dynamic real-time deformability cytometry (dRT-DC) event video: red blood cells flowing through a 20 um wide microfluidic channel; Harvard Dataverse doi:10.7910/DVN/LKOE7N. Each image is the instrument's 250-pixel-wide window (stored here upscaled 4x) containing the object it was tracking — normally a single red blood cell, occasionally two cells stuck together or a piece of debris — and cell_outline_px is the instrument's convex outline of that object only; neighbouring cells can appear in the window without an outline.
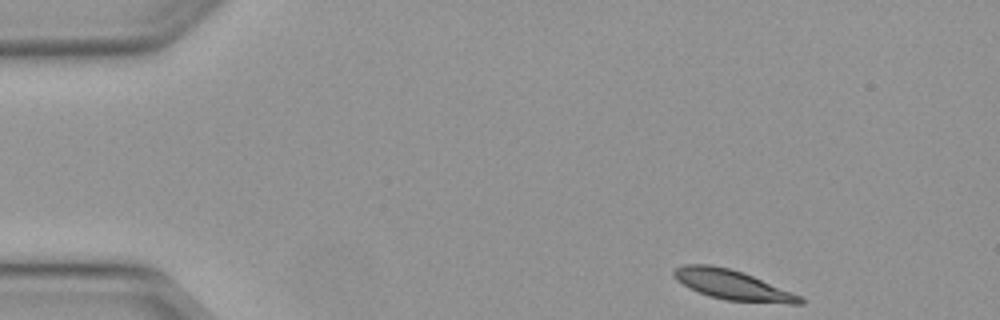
{"species": "Egyptian fruit bat (a non-hibernating species)", "species_latin": "Rousettus aegyptiacus", "temperature_condition": "warm", "stored_images_in_passage": 46, "camera_frame_rate_fps": 3000, "um_per_image_px": 0.085, "animal": {"sex": "female"}, "frame": {"image": 1, "passage_image": 1, "time_ms": 0.0, "image_size_px": [1000, 320], "cell_outline_px": [[804, 304], [788, 304], [724, 300], [708, 296], [688, 288], [676, 280], [672, 276], [672, 272], [676, 268], [684, 264], [708, 264], [728, 268], [752, 276], [792, 292], [800, 296], [804, 300]], "centroid_in_image_um": [62.22, 24.23], "position_along_channel_um": 22.8, "area_um2": 21.85}}
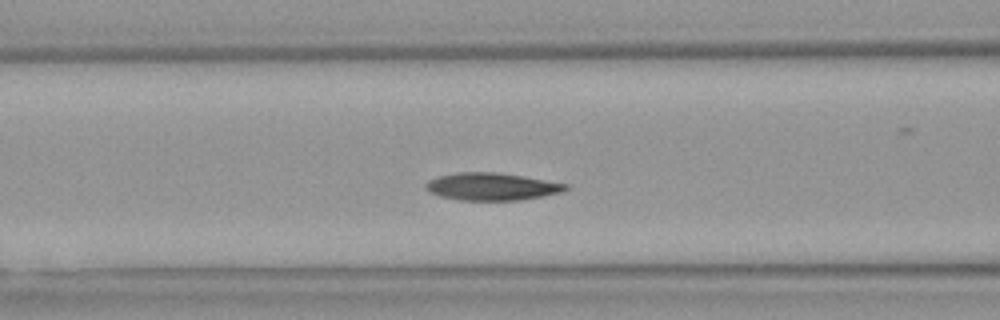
{"frame": {"image": 2, "passage_image": 15, "time_ms": 4.667, "image_size_px": [1000, 320], "cell_outline_px": [[568, 188], [560, 192], [520, 200], [460, 200], [440, 196], [428, 192], [424, 188], [424, 184], [428, 180], [440, 176], [460, 172], [500, 172], [524, 176], [568, 184]], "centroid_in_image_um": [41.75, 15.85], "position_along_channel_um": 124.8, "area_um2": 22.31}}
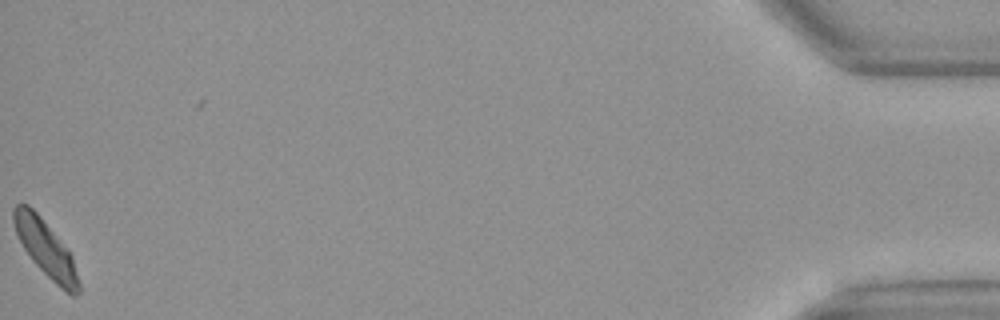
{"frame": {"image": 3, "passage_image": 45, "time_ms": 14.667, "image_size_px": [1000, 320], "cell_outline_px": [[80, 292], [72, 296], [60, 288], [32, 260], [24, 248], [16, 232], [12, 220], [12, 208], [16, 204], [28, 204], [40, 216], [72, 256], [80, 284]], "centroid_in_image_um": [3.87, 21.12], "position_along_channel_um": 431.3, "area_um2": 20.81}, "authors_computed_cell_mechanics": {"area_um2": 21.7039, "velocity_mm_per_s": 4.0609, "shape_relaxation_time_tau1_ms": 2.1993, "shape_relaxation_time_tau2_ms": 4.2532, "deformation_change_tau1": 0.1241, "deformation_change_tau2": 0.0927}}